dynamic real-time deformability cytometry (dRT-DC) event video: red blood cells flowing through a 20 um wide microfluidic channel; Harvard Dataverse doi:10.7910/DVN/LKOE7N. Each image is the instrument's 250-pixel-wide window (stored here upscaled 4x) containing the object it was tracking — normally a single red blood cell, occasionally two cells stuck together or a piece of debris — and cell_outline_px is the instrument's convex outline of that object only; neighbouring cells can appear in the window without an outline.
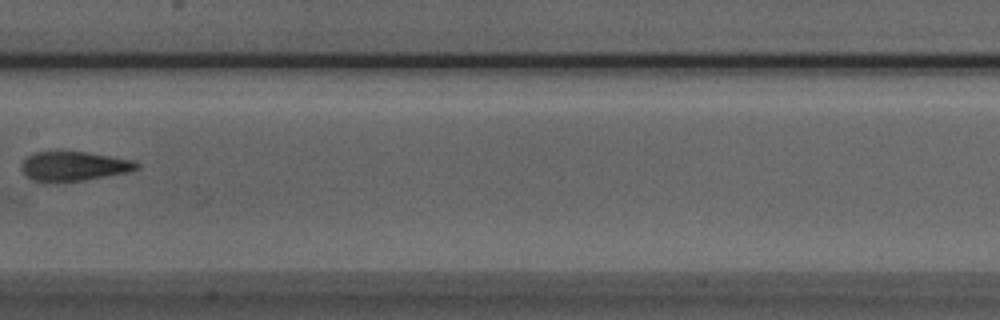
{"species": "Egyptian fruit bat (a non-hibernating species)", "species_latin": "Rousettus aegyptiacus", "temperature_condition": "room temperature", "stored_images_in_passage": 7, "camera_frame_rate_fps": 3000, "um_per_image_px": 0.085, "animal": {"sex": "male"}, "frame": {"image": 1, "passage_image": 7, "time_ms": 2.0, "image_size_px": [1000, 320], "cell_outline_px": [[140, 168], [128, 172], [84, 180], [56, 184], [44, 184], [32, 180], [24, 176], [20, 164], [28, 156], [36, 152], [88, 152], [132, 160], [140, 164]], "centroid_in_image_um": [6.22, 14.17], "position_along_channel_um": 201.2, "area_um2": 20.23}}